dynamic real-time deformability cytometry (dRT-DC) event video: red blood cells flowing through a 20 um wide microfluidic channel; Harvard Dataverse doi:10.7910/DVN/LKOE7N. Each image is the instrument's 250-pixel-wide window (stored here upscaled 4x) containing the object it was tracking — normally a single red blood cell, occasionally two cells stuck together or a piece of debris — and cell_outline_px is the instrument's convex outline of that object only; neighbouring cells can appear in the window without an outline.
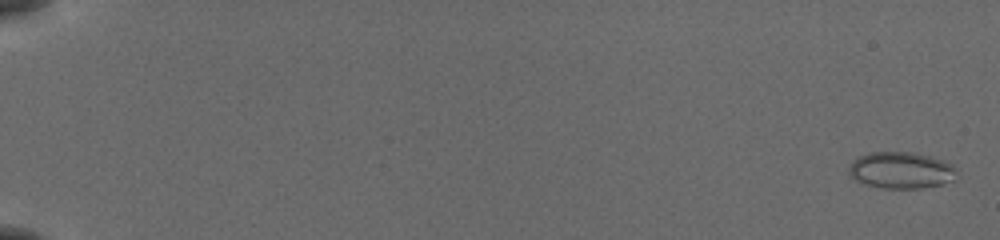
{"species": "common noctule bat (a hibernating species)", "species_latin": "Nyctalus noctula", "temperature_condition": "cold", "stored_images_in_passage": 56, "camera_frame_rate_fps": 3000, "um_per_image_px": 0.085, "animal": {"sex": "female", "body_mass_g": 19.5, "forearm_length_mm": 54.1}, "frame": {"image": 1, "passage_image": 2, "time_ms": 0.333, "image_size_px": [1000, 240], "cell_outline_px": [[952, 180], [944, 184], [920, 188], [880, 188], [856, 180], [848, 176], [848, 168], [852, 160], [868, 152], [908, 152], [928, 156], [952, 164]], "centroid_in_image_um": [76.49, 14.47], "position_along_channel_um": 8.5, "area_um2": 22.6}}
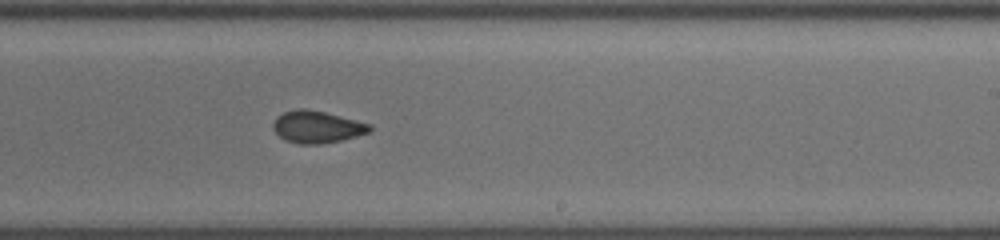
{"frame": {"image": 2, "passage_image": 37, "time_ms": 12.0, "image_size_px": [1000, 240], "cell_outline_px": [[372, 128], [368, 132], [356, 136], [340, 140], [320, 144], [296, 144], [284, 140], [272, 128], [272, 124], [284, 112], [300, 108], [304, 108], [324, 112], [372, 124]], "centroid_in_image_um": [26.94, 10.8], "position_along_channel_um": 262.1, "area_um2": 17.86}}
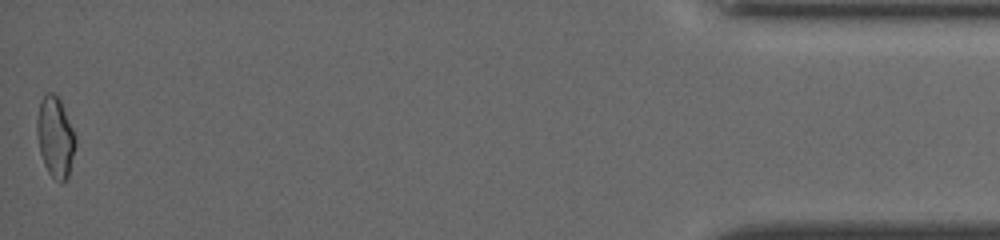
{"frame": {"image": 3, "passage_image": 56, "time_ms": 18.333, "image_size_px": [1000, 240], "cell_outline_px": [[76, 144], [68, 176], [60, 184], [48, 172], [44, 164], [40, 152], [36, 132], [36, 120], [40, 100], [48, 92], [52, 92], [60, 100], [76, 136]], "centroid_in_image_um": [4.69, 11.65], "position_along_channel_um": 430.5, "area_um2": 18.03}, "authors_computed_cell_mechanics": {"area_um2": 18.2937, "velocity_mm_per_s": 3.8814, "shape_relaxation_time_tau1_ms": null, "shape_relaxation_time_tau2_ms": 1.042, "deformation_change_tau1": null, "deformation_change_tau2": 0.0416}}